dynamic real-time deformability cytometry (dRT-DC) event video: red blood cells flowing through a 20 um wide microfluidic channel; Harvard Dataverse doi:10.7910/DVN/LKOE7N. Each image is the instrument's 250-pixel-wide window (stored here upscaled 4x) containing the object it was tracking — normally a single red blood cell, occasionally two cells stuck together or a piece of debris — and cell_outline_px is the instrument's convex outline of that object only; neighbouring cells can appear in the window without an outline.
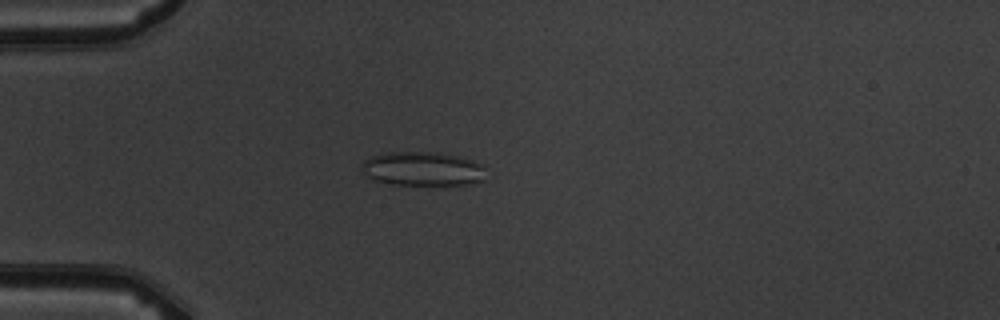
{"species": "common noctule bat (a hibernating species)", "species_latin": "Nyctalus noctula", "temperature_condition": "warm", "stored_images_in_passage": 4, "camera_frame_rate_fps": 3000, "um_per_image_px": 0.085, "animal": {"sex": "male", "body_mass_g": 19.5, "forearm_length_mm": 54.6}, "frame": {"image": 1, "passage_image": 4, "time_ms": 3.333, "image_size_px": [1000, 320], "cell_outline_px": [[484, 180], [468, 184], [444, 188], [392, 184], [372, 180], [364, 176], [360, 168], [360, 164], [368, 156], [388, 152], [432, 152], [460, 156], [472, 160], [480, 164], [484, 168]], "centroid_in_image_um": [35.88, 14.4], "position_along_channel_um": 49.1, "area_um2": 25.89}}